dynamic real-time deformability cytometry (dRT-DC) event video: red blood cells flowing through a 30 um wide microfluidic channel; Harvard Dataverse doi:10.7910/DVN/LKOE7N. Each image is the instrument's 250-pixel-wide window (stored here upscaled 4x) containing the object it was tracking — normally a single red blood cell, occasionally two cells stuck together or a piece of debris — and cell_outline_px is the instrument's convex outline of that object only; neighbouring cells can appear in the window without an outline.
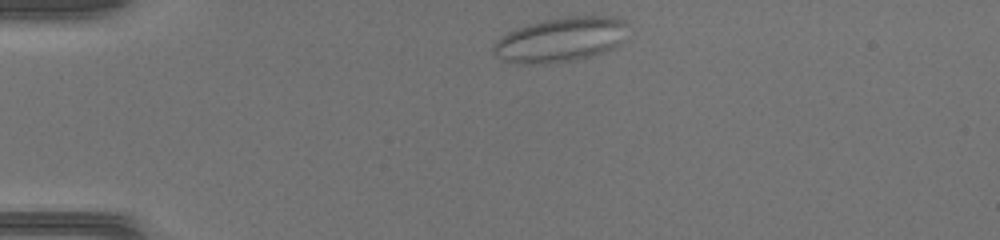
{"species": "common noctule bat (a hibernating species)", "species_latin": "Nyctalus noctula", "temperature_condition": "warm", "stored_images_in_passage": 37, "camera_frame_rate_fps": 3000, "um_per_image_px": 0.085, "animal": {"sex": "female", "body_mass_g": 17.0, "forearm_length_mm": 48.0}, "frame": {"image": 1, "passage_image": 1, "time_ms": 0.0, "image_size_px": [1000, 240], "cell_outline_px": [[628, 24], [624, 40], [620, 44], [612, 48], [588, 56], [572, 60], [540, 64], [528, 64], [504, 60], [496, 56], [492, 52], [492, 48], [500, 36], [508, 32], [528, 24], [544, 20], [564, 16], [616, 16], [624, 20]], "centroid_in_image_um": [47.67, 3.34], "position_along_channel_um": 37.3, "area_um2": 34.8}}
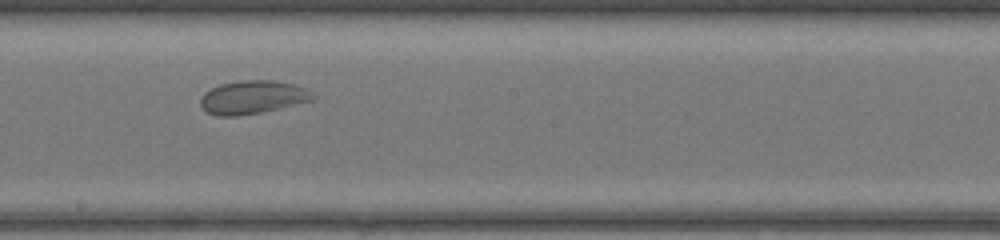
{"frame": {"image": 2, "passage_image": 17, "time_ms": 5.333, "image_size_px": [1000, 240], "cell_outline_px": [[316, 100], [260, 112], [236, 116], [216, 116], [208, 112], [200, 104], [200, 96], [204, 92], [220, 84], [240, 80], [276, 80], [292, 84], [304, 88], [312, 92], [316, 96]], "centroid_in_image_um": [21.48, 8.26], "position_along_channel_um": 226.7, "area_um2": 21.85}}
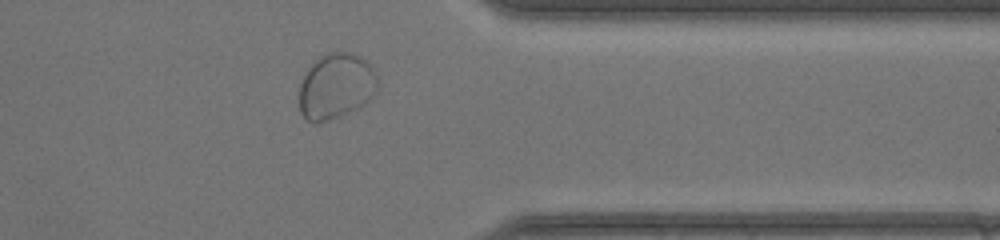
{"frame": {"image": 3, "passage_image": 28, "time_ms": 9.0, "image_size_px": [1000, 240], "cell_outline_px": [[376, 92], [364, 104], [340, 116], [316, 124], [312, 124], [300, 112], [300, 84], [308, 68], [320, 56], [328, 52], [352, 52], [360, 56], [372, 68], [376, 76]], "centroid_in_image_um": [28.54, 7.33], "position_along_channel_um": 382.9, "area_um2": 29.71}}